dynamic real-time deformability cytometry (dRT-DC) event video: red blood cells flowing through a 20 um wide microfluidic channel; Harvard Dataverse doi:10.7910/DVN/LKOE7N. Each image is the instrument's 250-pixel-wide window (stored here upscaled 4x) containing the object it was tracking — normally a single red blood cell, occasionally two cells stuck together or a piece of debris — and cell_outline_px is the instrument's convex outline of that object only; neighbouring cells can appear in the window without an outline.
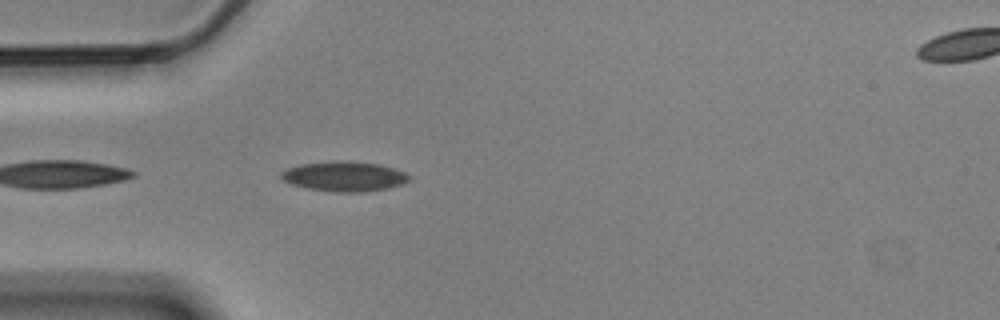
{"species": "Egyptian fruit bat (a non-hibernating species)", "species_latin": "Rousettus aegyptiacus", "temperature_condition": "cold", "stored_images_in_passage": 9, "camera_frame_rate_fps": 3000, "um_per_image_px": 0.085, "animal": {"sex": "male"}, "frame": {"image": 1, "passage_image": 2, "time_ms": 0.333, "image_size_px": [1000, 320], "cell_outline_px": [[412, 180], [404, 184], [388, 188], [360, 192], [336, 192], [308, 188], [292, 184], [284, 180], [280, 176], [280, 172], [288, 168], [300, 164], [336, 160], [340, 160], [380, 164], [404, 172], [412, 176]], "centroid_in_image_um": [29.3, 14.98], "position_along_channel_um": 55.7, "area_um2": 22.37}}
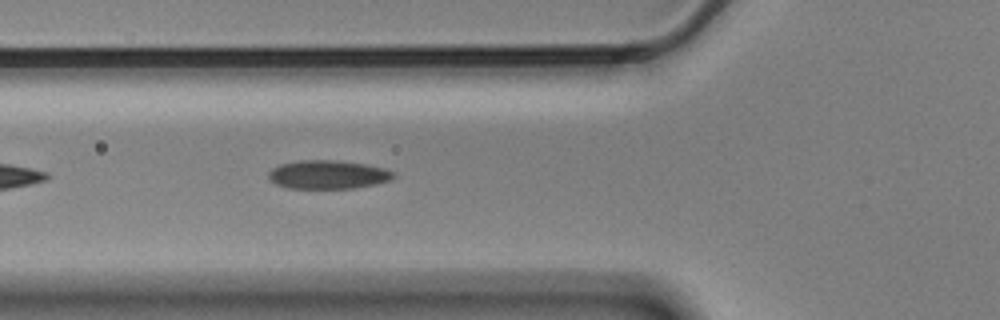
{"frame": {"image": 2, "passage_image": 6, "time_ms": 1.667, "image_size_px": [1000, 320], "cell_outline_px": [[396, 176], [388, 180], [376, 184], [352, 188], [288, 188], [276, 184], [268, 176], [268, 172], [272, 168], [280, 164], [300, 160], [336, 160], [364, 164], [384, 168], [392, 172]], "centroid_in_image_um": [27.85, 14.83], "position_along_channel_um": 98.0, "area_um2": 20.63}}